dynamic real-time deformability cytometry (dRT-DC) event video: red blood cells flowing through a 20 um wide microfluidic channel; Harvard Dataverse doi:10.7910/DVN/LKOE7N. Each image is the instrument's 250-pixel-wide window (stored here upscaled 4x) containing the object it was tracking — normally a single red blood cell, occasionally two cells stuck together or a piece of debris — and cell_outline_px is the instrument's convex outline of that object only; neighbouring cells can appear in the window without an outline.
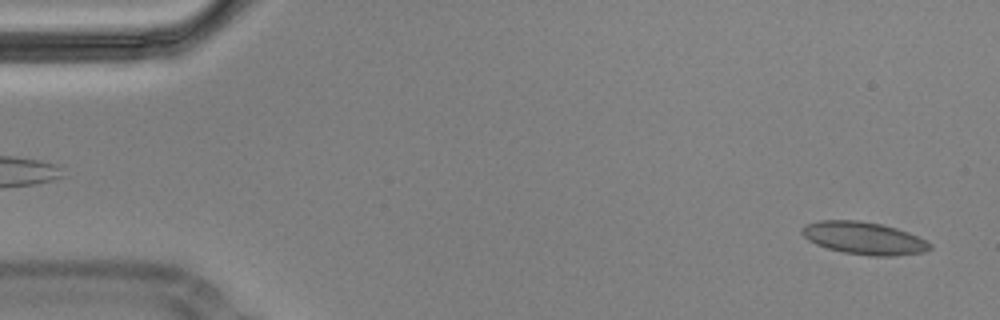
{"species": "Egyptian fruit bat (a non-hibernating species)", "species_latin": "Rousettus aegyptiacus", "temperature_condition": "cold", "stored_images_in_passage": 12, "camera_frame_rate_fps": 3000, "um_per_image_px": 0.085, "animal": {"sex": "male"}, "frame": {"image": 1, "passage_image": 2, "time_ms": 0.333, "image_size_px": [1000, 320], "cell_outline_px": [[932, 248], [924, 252], [892, 256], [872, 256], [844, 252], [828, 248], [816, 244], [808, 240], [800, 232], [800, 228], [804, 224], [820, 220], [860, 220], [880, 224], [896, 228], [908, 232], [932, 244]], "centroid_in_image_um": [73.4, 20.23], "position_along_channel_um": 11.6, "area_um2": 24.22}}